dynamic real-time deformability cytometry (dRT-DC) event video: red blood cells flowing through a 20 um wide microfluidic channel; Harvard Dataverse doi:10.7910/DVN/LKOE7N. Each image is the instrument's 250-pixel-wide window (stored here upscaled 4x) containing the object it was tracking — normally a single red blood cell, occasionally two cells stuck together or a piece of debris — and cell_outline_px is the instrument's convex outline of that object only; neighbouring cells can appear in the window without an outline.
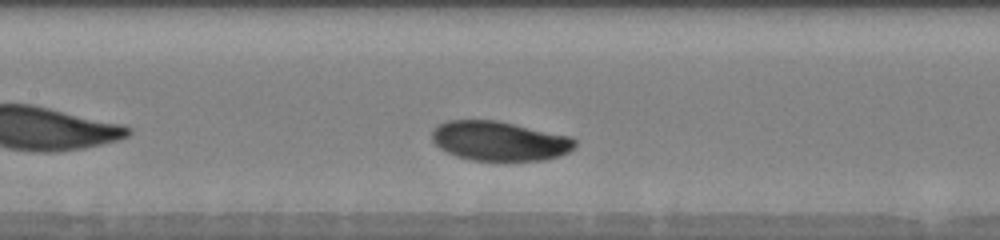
{"species": "human", "species_latin": "Homo sapiens", "temperature_condition": "warm", "stored_images_in_passage": 7, "camera_frame_rate_fps": 3000, "um_per_image_px": 0.085, "donor": {"sex": "male"}, "frame": {"image": 1, "passage_image": 6, "time_ms": 3.0, "image_size_px": [1000, 240], "cell_outline_px": [[576, 148], [568, 152], [544, 160], [468, 160], [456, 156], [440, 148], [432, 140], [432, 132], [440, 124], [448, 120], [496, 120], [572, 136], [576, 140]], "centroid_in_image_um": [42.48, 11.98], "position_along_channel_um": 164.9, "area_um2": 32.83}}